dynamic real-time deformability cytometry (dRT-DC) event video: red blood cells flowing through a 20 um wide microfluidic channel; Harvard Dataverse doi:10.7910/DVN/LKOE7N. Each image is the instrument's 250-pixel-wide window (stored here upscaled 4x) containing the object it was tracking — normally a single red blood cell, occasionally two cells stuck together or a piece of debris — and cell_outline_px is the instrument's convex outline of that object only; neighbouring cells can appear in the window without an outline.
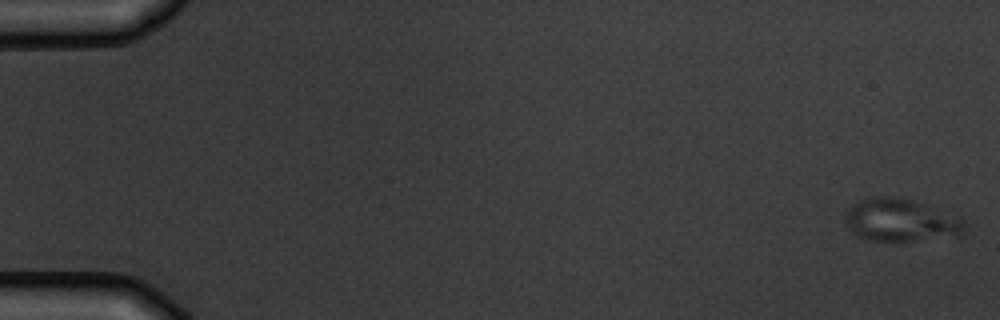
{"species": "common noctule bat (a hibernating species)", "species_latin": "Nyctalus noctula", "temperature_condition": "warm", "stored_images_in_passage": 10, "camera_frame_rate_fps": 3000, "um_per_image_px": 0.085, "animal": {"sex": "male", "body_mass_g": 19.5, "forearm_length_mm": 54.6}, "frame": {"image": 1, "passage_image": 1, "time_ms": 0.0, "image_size_px": [1000, 320], "cell_outline_px": [[964, 232], [960, 236], [912, 240], [872, 240], [860, 236], [852, 232], [848, 228], [844, 220], [844, 212], [852, 204], [868, 196], [888, 196], [912, 200], [960, 216], [964, 220]], "centroid_in_image_um": [76.54, 18.7], "position_along_channel_um": 8.5, "area_um2": 29.71}}
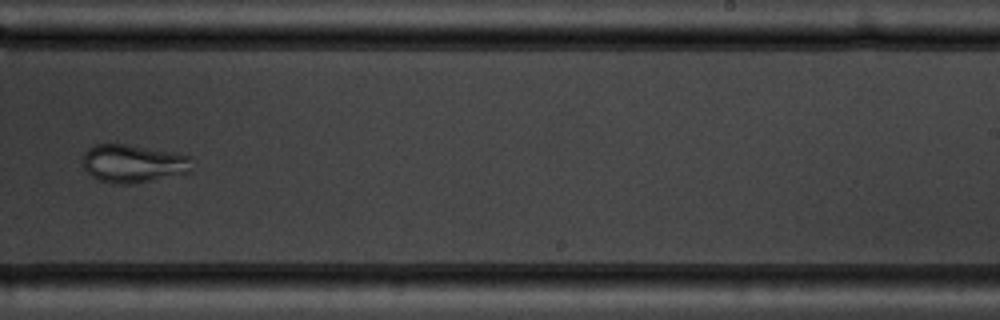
{"frame": {"image": 2, "passage_image": 10, "time_ms": 11.333, "image_size_px": [1000, 320], "cell_outline_px": [[192, 172], [136, 184], [112, 184], [100, 180], [92, 176], [84, 168], [84, 152], [88, 148], [96, 144], [124, 144], [172, 152], [192, 156]], "centroid_in_image_um": [11.36, 13.92], "position_along_channel_um": 277.6, "area_um2": 24.45}}